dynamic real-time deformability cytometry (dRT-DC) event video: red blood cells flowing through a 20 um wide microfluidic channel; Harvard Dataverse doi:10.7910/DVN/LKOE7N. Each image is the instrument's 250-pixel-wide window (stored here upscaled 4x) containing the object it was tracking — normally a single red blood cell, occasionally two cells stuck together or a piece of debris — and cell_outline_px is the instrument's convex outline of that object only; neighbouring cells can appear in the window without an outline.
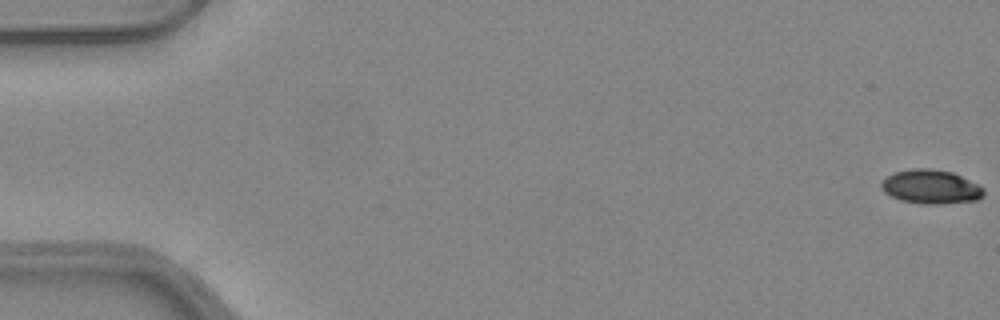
{"species": "common noctule bat (a hibernating species)", "species_latin": "Nyctalus noctula", "temperature_condition": "warm", "stored_images_in_passage": 52, "camera_frame_rate_fps": 3000, "um_per_image_px": 0.085, "animal": {"sex": "female", "body_mass_g": 24.6, "forearm_length_mm": 56.2}, "frame": {"image": 1, "passage_image": 1, "time_ms": 0.0, "image_size_px": [1000, 320], "cell_outline_px": [[984, 196], [976, 200], [940, 204], [924, 204], [900, 200], [884, 192], [880, 184], [888, 176], [896, 172], [912, 168], [932, 168], [952, 172], [984, 188]], "centroid_in_image_um": [79.12, 15.88], "position_along_channel_um": 5.9, "area_um2": 20.11}}
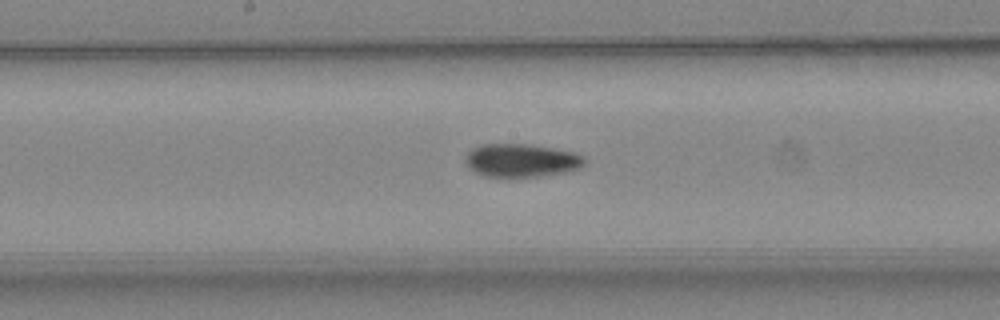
{"frame": {"image": 2, "passage_image": 28, "time_ms": 9.0, "image_size_px": [1000, 320], "cell_outline_px": [[584, 164], [580, 168], [564, 172], [540, 176], [508, 180], [484, 176], [468, 168], [464, 164], [464, 156], [472, 148], [480, 144], [532, 144], [572, 152], [584, 156]], "centroid_in_image_um": [44.23, 13.67], "position_along_channel_um": 204.0, "area_um2": 23.87}}
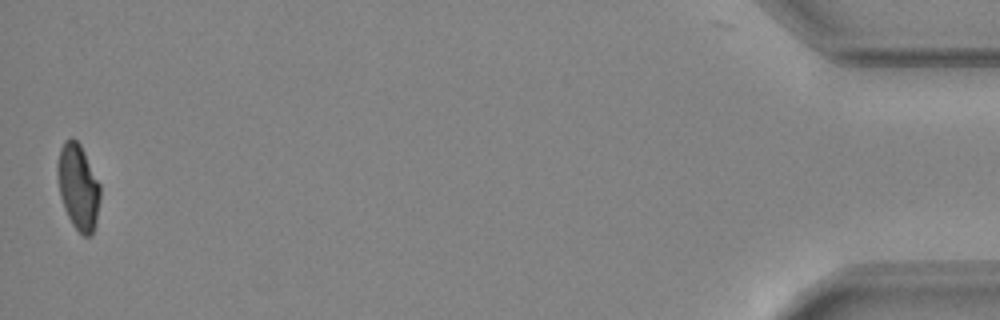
{"frame": {"image": 3, "passage_image": 52, "time_ms": 17.0, "image_size_px": [1000, 320], "cell_outline_px": [[100, 200], [96, 220], [92, 236], [84, 236], [72, 224], [64, 208], [60, 196], [56, 172], [56, 164], [60, 148], [64, 140], [72, 136], [80, 144], [100, 184]], "centroid_in_image_um": [6.63, 15.85], "position_along_channel_um": 428.6, "area_um2": 21.44}, "authors_computed_cell_mechanics": {"area_um2": 22.1085, "velocity_mm_per_s": 4.0015, "shape_relaxation_time_tau1_ms": 6.5792, "shape_relaxation_time_tau2_ms": 3.1738, "deformation_change_tau1": 0.1661, "deformation_change_tau2": 0.0757}}